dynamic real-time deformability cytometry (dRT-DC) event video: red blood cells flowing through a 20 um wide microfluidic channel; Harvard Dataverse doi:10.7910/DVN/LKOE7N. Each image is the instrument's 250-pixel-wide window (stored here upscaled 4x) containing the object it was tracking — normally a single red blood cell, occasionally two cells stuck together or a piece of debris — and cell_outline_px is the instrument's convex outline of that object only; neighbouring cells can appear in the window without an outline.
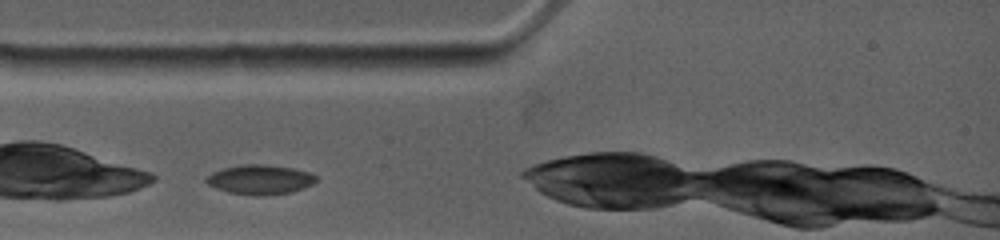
{"species": "common noctule bat (a hibernating species)", "species_latin": "Nyctalus noctula", "temperature_condition": "warm", "stored_images_in_passage": 63, "camera_frame_rate_fps": 4500, "um_per_image_px": 0.085, "animal": {"sex": "female", "body_mass_g": 19.0, "forearm_length_mm": 53.3}, "frame": {"image": 1, "passage_image": 6, "time_ms": 0.667, "image_size_px": [1000, 240], "cell_outline_px": [[316, 180], [312, 184], [304, 188], [292, 192], [260, 196], [252, 196], [228, 192], [216, 188], [208, 184], [204, 180], [204, 176], [212, 172], [224, 168], [244, 164], [264, 164], [292, 168], [312, 172], [316, 176]], "centroid_in_image_um": [22.09, 15.27], "position_along_channel_um": 62.9, "area_um2": 19.13}}
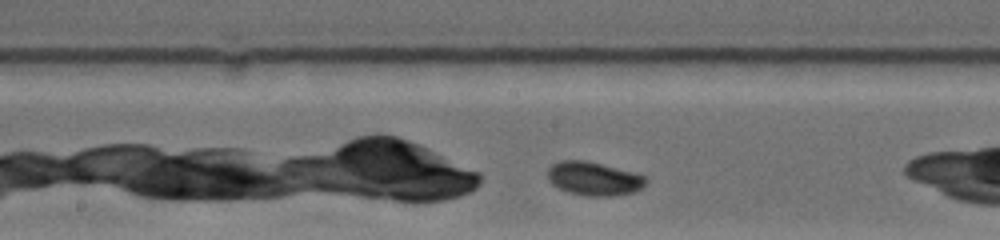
{"frame": {"image": 2, "passage_image": 34, "time_ms": 4.222, "image_size_px": [1000, 240], "cell_outline_px": [[648, 180], [636, 192], [616, 196], [588, 196], [568, 192], [552, 184], [548, 180], [548, 168], [552, 164], [560, 160], [588, 160], [632, 172], [644, 176]], "centroid_in_image_um": [50.46, 15.18], "position_along_channel_um": 197.7, "area_um2": 19.31}}
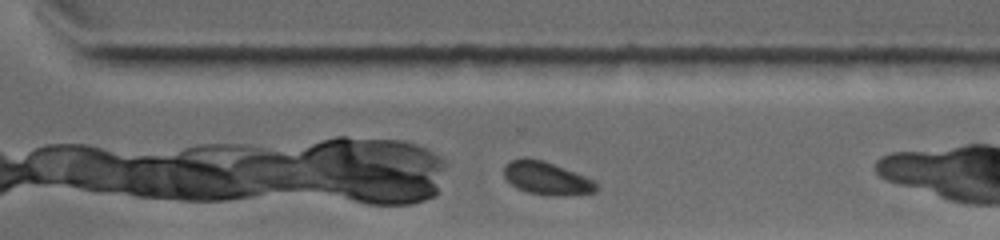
{"frame": {"image": 3, "passage_image": 56, "time_ms": 7.556, "image_size_px": [1000, 240], "cell_outline_px": [[600, 188], [596, 192], [552, 196], [528, 192], [516, 188], [504, 176], [504, 164], [512, 160], [524, 156], [528, 156], [544, 160], [596, 180], [600, 184]], "centroid_in_image_um": [46.5, 15.13], "position_along_channel_um": 324.1, "area_um2": 18.09}}